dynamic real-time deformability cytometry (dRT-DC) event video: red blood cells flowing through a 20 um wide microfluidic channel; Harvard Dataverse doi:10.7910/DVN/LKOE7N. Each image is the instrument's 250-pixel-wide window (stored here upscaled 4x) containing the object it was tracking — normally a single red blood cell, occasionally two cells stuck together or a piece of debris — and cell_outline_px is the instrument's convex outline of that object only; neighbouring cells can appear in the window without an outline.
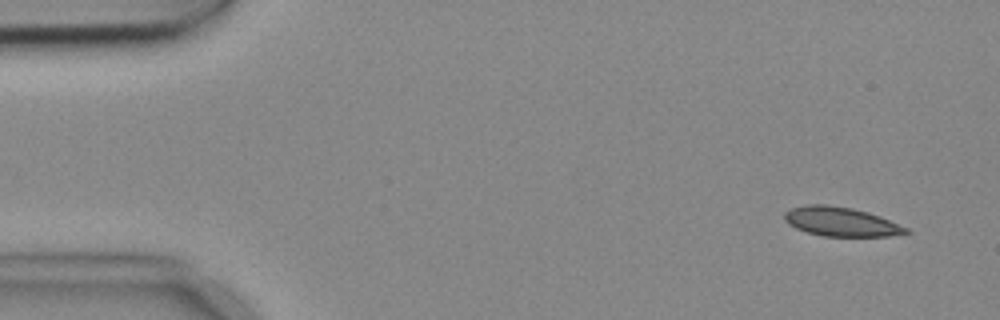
{"species": "common noctule bat (a hibernating species)", "species_latin": "Nyctalus noctula", "temperature_condition": "cold", "stored_images_in_passage": 5, "camera_frame_rate_fps": 3000, "um_per_image_px": 0.085, "animal": {"sex": "female", "body_mass_g": 18.4}, "frame": {"image": 1, "passage_image": 1, "time_ms": 0.0, "image_size_px": [1000, 320], "cell_outline_px": [[912, 232], [888, 236], [820, 236], [796, 228], [788, 224], [784, 220], [784, 212], [792, 208], [808, 204], [824, 204], [852, 208], [868, 212], [880, 216], [908, 228]], "centroid_in_image_um": [71.47, 18.84], "position_along_channel_um": 13.5, "area_um2": 20.63}}
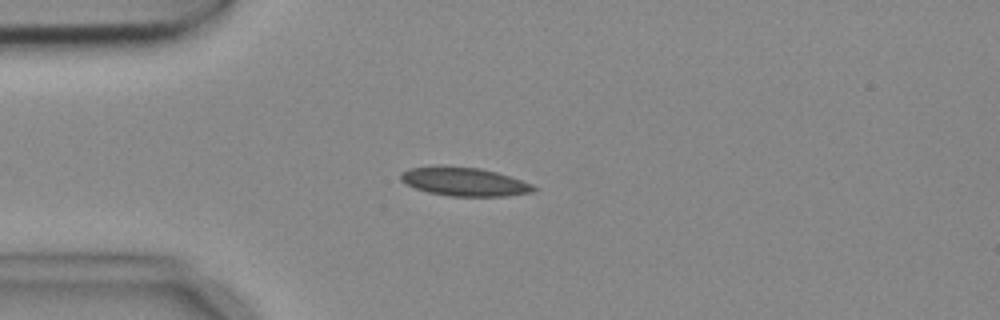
{"frame": {"image": 2, "passage_image": 3, "time_ms": 0.667, "image_size_px": [1000, 320], "cell_outline_px": [[536, 188], [532, 192], [504, 196], [448, 196], [428, 192], [416, 188], [400, 180], [400, 172], [408, 168], [432, 164], [444, 164], [480, 168], [496, 172], [532, 184]], "centroid_in_image_um": [39.37, 15.41], "position_along_channel_um": 45.6, "area_um2": 22.48}}